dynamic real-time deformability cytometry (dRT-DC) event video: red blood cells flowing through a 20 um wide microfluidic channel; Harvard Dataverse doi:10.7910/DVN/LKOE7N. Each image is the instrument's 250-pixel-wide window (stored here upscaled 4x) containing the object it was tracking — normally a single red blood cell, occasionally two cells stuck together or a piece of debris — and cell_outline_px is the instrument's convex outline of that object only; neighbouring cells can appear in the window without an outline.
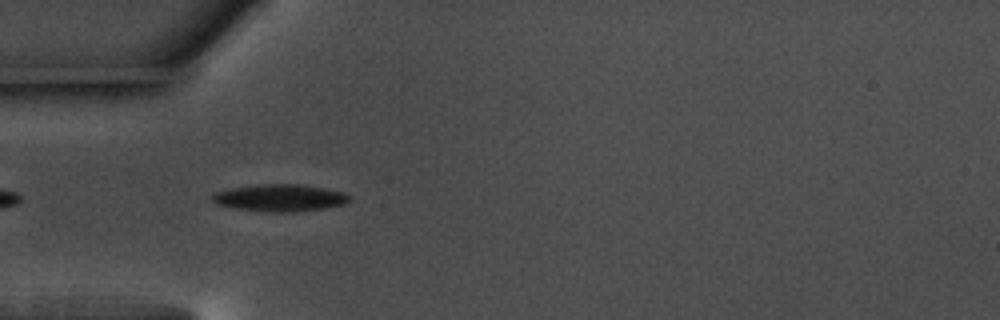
{"species": "common noctule bat (a hibernating species)", "species_latin": "Nyctalus noctula", "temperature_condition": "warm", "stored_images_in_passage": 42, "camera_frame_rate_fps": 3000, "um_per_image_px": 0.085, "animal": {"sex": "male", "body_mass_g": 17.5, "forearm_length_mm": 52.3}, "frame": {"image": 1, "passage_image": 3, "time_ms": 0.667, "image_size_px": [1000, 320], "cell_outline_px": [[348, 200], [344, 204], [324, 208], [296, 212], [272, 212], [236, 208], [216, 204], [212, 200], [212, 196], [216, 192], [236, 188], [260, 184], [296, 184], [320, 188], [340, 192], [348, 196]], "centroid_in_image_um": [23.76, 16.83], "position_along_channel_um": 61.2, "area_um2": 20.98}}
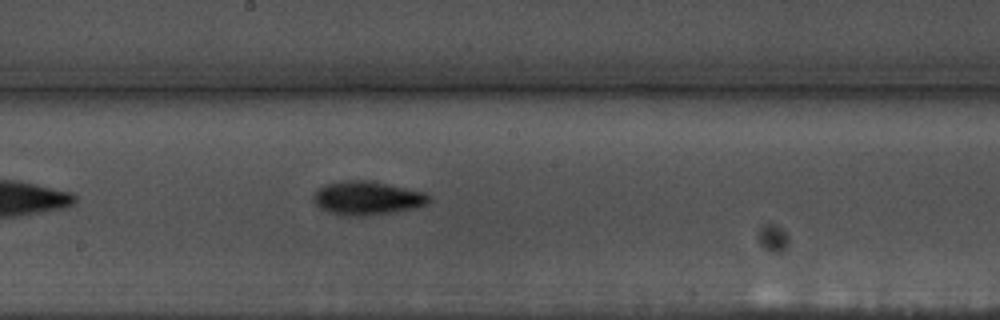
{"frame": {"image": 2, "passage_image": 16, "time_ms": 5.0, "image_size_px": [1000, 320], "cell_outline_px": [[432, 200], [428, 204], [412, 208], [392, 212], [360, 216], [348, 216], [328, 212], [320, 208], [312, 200], [312, 196], [324, 184], [344, 180], [368, 180], [424, 192], [432, 196]], "centroid_in_image_um": [31.2, 16.83], "position_along_channel_um": 217.0, "area_um2": 22.6}}
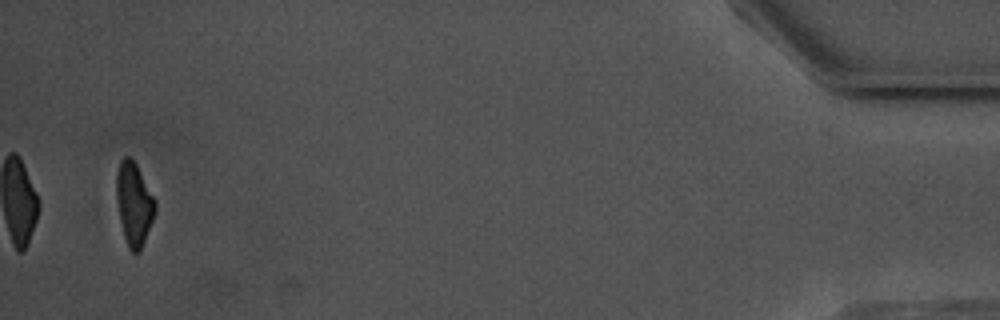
{"frame": {"image": 3, "passage_image": 40, "time_ms": 13.0, "image_size_px": [1000, 320], "cell_outline_px": [[156, 208], [152, 220], [140, 252], [132, 252], [128, 248], [124, 236], [120, 220], [116, 196], [116, 172], [120, 160], [124, 156], [128, 156], [136, 164], [156, 200]], "centroid_in_image_um": [11.38, 17.31], "position_along_channel_um": 423.8, "area_um2": 18.61}, "authors_computed_cell_mechanics": {"area_um2": 19.7387, "velocity_mm_per_s": 3.6471, "shape_relaxation_time_tau1_ms": 2.8176, "shape_relaxation_time_tau2_ms": null, "deformation_change_tau1": 0.1198, "deformation_change_tau2": null}}